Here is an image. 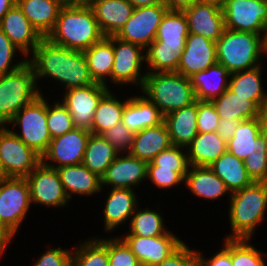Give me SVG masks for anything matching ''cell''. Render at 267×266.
I'll return each mask as SVG.
<instances>
[{"label":"cell","instance_id":"25","mask_svg":"<svg viewBox=\"0 0 267 266\" xmlns=\"http://www.w3.org/2000/svg\"><path fill=\"white\" fill-rule=\"evenodd\" d=\"M133 189L112 188L104 208V227L111 232L132 217L137 208V198Z\"/></svg>","mask_w":267,"mask_h":266},{"label":"cell","instance_id":"22","mask_svg":"<svg viewBox=\"0 0 267 266\" xmlns=\"http://www.w3.org/2000/svg\"><path fill=\"white\" fill-rule=\"evenodd\" d=\"M123 124L133 133L164 122L160 109L146 96H134L126 100L122 113Z\"/></svg>","mask_w":267,"mask_h":266},{"label":"cell","instance_id":"40","mask_svg":"<svg viewBox=\"0 0 267 266\" xmlns=\"http://www.w3.org/2000/svg\"><path fill=\"white\" fill-rule=\"evenodd\" d=\"M72 266H109L108 238H92L72 252Z\"/></svg>","mask_w":267,"mask_h":266},{"label":"cell","instance_id":"23","mask_svg":"<svg viewBox=\"0 0 267 266\" xmlns=\"http://www.w3.org/2000/svg\"><path fill=\"white\" fill-rule=\"evenodd\" d=\"M198 100L164 116L172 145L187 147L198 134Z\"/></svg>","mask_w":267,"mask_h":266},{"label":"cell","instance_id":"58","mask_svg":"<svg viewBox=\"0 0 267 266\" xmlns=\"http://www.w3.org/2000/svg\"><path fill=\"white\" fill-rule=\"evenodd\" d=\"M16 4V0H0V22L3 16Z\"/></svg>","mask_w":267,"mask_h":266},{"label":"cell","instance_id":"53","mask_svg":"<svg viewBox=\"0 0 267 266\" xmlns=\"http://www.w3.org/2000/svg\"><path fill=\"white\" fill-rule=\"evenodd\" d=\"M224 241L222 250L215 253L210 259L204 258L201 252H198L199 266H232L231 239H224Z\"/></svg>","mask_w":267,"mask_h":266},{"label":"cell","instance_id":"8","mask_svg":"<svg viewBox=\"0 0 267 266\" xmlns=\"http://www.w3.org/2000/svg\"><path fill=\"white\" fill-rule=\"evenodd\" d=\"M6 127L0 126V159L9 177L26 178L41 163V156Z\"/></svg>","mask_w":267,"mask_h":266},{"label":"cell","instance_id":"15","mask_svg":"<svg viewBox=\"0 0 267 266\" xmlns=\"http://www.w3.org/2000/svg\"><path fill=\"white\" fill-rule=\"evenodd\" d=\"M26 179L30 187L31 204L64 207L69 203L57 169L41 162Z\"/></svg>","mask_w":267,"mask_h":266},{"label":"cell","instance_id":"27","mask_svg":"<svg viewBox=\"0 0 267 266\" xmlns=\"http://www.w3.org/2000/svg\"><path fill=\"white\" fill-rule=\"evenodd\" d=\"M92 9L102 34L108 37L126 24L134 7L127 0H99Z\"/></svg>","mask_w":267,"mask_h":266},{"label":"cell","instance_id":"30","mask_svg":"<svg viewBox=\"0 0 267 266\" xmlns=\"http://www.w3.org/2000/svg\"><path fill=\"white\" fill-rule=\"evenodd\" d=\"M186 151L190 166H209L227 151V142L217 132L198 133Z\"/></svg>","mask_w":267,"mask_h":266},{"label":"cell","instance_id":"48","mask_svg":"<svg viewBox=\"0 0 267 266\" xmlns=\"http://www.w3.org/2000/svg\"><path fill=\"white\" fill-rule=\"evenodd\" d=\"M220 117L210 101H198L197 129L198 133L216 132Z\"/></svg>","mask_w":267,"mask_h":266},{"label":"cell","instance_id":"31","mask_svg":"<svg viewBox=\"0 0 267 266\" xmlns=\"http://www.w3.org/2000/svg\"><path fill=\"white\" fill-rule=\"evenodd\" d=\"M184 182L194 195L202 199L216 200L224 194L231 195L226 184L209 166H189Z\"/></svg>","mask_w":267,"mask_h":266},{"label":"cell","instance_id":"44","mask_svg":"<svg viewBox=\"0 0 267 266\" xmlns=\"http://www.w3.org/2000/svg\"><path fill=\"white\" fill-rule=\"evenodd\" d=\"M47 126L52 139L75 128L70 112L58 100L52 106L47 102Z\"/></svg>","mask_w":267,"mask_h":266},{"label":"cell","instance_id":"17","mask_svg":"<svg viewBox=\"0 0 267 266\" xmlns=\"http://www.w3.org/2000/svg\"><path fill=\"white\" fill-rule=\"evenodd\" d=\"M215 63H217L216 42L189 33L176 72L190 79Z\"/></svg>","mask_w":267,"mask_h":266},{"label":"cell","instance_id":"46","mask_svg":"<svg viewBox=\"0 0 267 266\" xmlns=\"http://www.w3.org/2000/svg\"><path fill=\"white\" fill-rule=\"evenodd\" d=\"M19 49L9 40L5 33L0 29V76L12 73L20 69L29 57L12 65V61Z\"/></svg>","mask_w":267,"mask_h":266},{"label":"cell","instance_id":"18","mask_svg":"<svg viewBox=\"0 0 267 266\" xmlns=\"http://www.w3.org/2000/svg\"><path fill=\"white\" fill-rule=\"evenodd\" d=\"M188 21L189 33L206 37L216 42L225 30L222 5L194 2L183 10Z\"/></svg>","mask_w":267,"mask_h":266},{"label":"cell","instance_id":"54","mask_svg":"<svg viewBox=\"0 0 267 266\" xmlns=\"http://www.w3.org/2000/svg\"><path fill=\"white\" fill-rule=\"evenodd\" d=\"M242 120H225V119H220L218 128H217V133L219 136L225 140L226 142L234 136V132L236 131V128L239 126Z\"/></svg>","mask_w":267,"mask_h":266},{"label":"cell","instance_id":"37","mask_svg":"<svg viewBox=\"0 0 267 266\" xmlns=\"http://www.w3.org/2000/svg\"><path fill=\"white\" fill-rule=\"evenodd\" d=\"M118 155L119 152L102 135L91 133L82 164L102 177Z\"/></svg>","mask_w":267,"mask_h":266},{"label":"cell","instance_id":"2","mask_svg":"<svg viewBox=\"0 0 267 266\" xmlns=\"http://www.w3.org/2000/svg\"><path fill=\"white\" fill-rule=\"evenodd\" d=\"M104 37L92 8L63 6L46 38L55 45L84 52Z\"/></svg>","mask_w":267,"mask_h":266},{"label":"cell","instance_id":"34","mask_svg":"<svg viewBox=\"0 0 267 266\" xmlns=\"http://www.w3.org/2000/svg\"><path fill=\"white\" fill-rule=\"evenodd\" d=\"M261 66L250 70L230 74L228 89L235 95L248 97L262 110L267 106V92H264L261 80Z\"/></svg>","mask_w":267,"mask_h":266},{"label":"cell","instance_id":"38","mask_svg":"<svg viewBox=\"0 0 267 266\" xmlns=\"http://www.w3.org/2000/svg\"><path fill=\"white\" fill-rule=\"evenodd\" d=\"M126 105V100L120 102L115 98L111 90H108L100 99L95 114L91 129L92 134L101 135L108 129L122 121V113Z\"/></svg>","mask_w":267,"mask_h":266},{"label":"cell","instance_id":"36","mask_svg":"<svg viewBox=\"0 0 267 266\" xmlns=\"http://www.w3.org/2000/svg\"><path fill=\"white\" fill-rule=\"evenodd\" d=\"M189 34L188 21L183 11L168 10L156 33L153 42H162V47H185Z\"/></svg>","mask_w":267,"mask_h":266},{"label":"cell","instance_id":"64","mask_svg":"<svg viewBox=\"0 0 267 266\" xmlns=\"http://www.w3.org/2000/svg\"><path fill=\"white\" fill-rule=\"evenodd\" d=\"M59 2L62 6H70L71 0H55Z\"/></svg>","mask_w":267,"mask_h":266},{"label":"cell","instance_id":"63","mask_svg":"<svg viewBox=\"0 0 267 266\" xmlns=\"http://www.w3.org/2000/svg\"><path fill=\"white\" fill-rule=\"evenodd\" d=\"M196 2H206L222 5L224 0H195Z\"/></svg>","mask_w":267,"mask_h":266},{"label":"cell","instance_id":"50","mask_svg":"<svg viewBox=\"0 0 267 266\" xmlns=\"http://www.w3.org/2000/svg\"><path fill=\"white\" fill-rule=\"evenodd\" d=\"M156 266H199L198 251L183 242L173 253Z\"/></svg>","mask_w":267,"mask_h":266},{"label":"cell","instance_id":"59","mask_svg":"<svg viewBox=\"0 0 267 266\" xmlns=\"http://www.w3.org/2000/svg\"><path fill=\"white\" fill-rule=\"evenodd\" d=\"M99 0H71L70 6L92 8Z\"/></svg>","mask_w":267,"mask_h":266},{"label":"cell","instance_id":"47","mask_svg":"<svg viewBox=\"0 0 267 266\" xmlns=\"http://www.w3.org/2000/svg\"><path fill=\"white\" fill-rule=\"evenodd\" d=\"M134 134L131 130H129L123 122H119L112 128L108 129L101 135L119 152L124 154L125 151H130Z\"/></svg>","mask_w":267,"mask_h":266},{"label":"cell","instance_id":"6","mask_svg":"<svg viewBox=\"0 0 267 266\" xmlns=\"http://www.w3.org/2000/svg\"><path fill=\"white\" fill-rule=\"evenodd\" d=\"M36 84L34 70L28 62L0 76V126L9 123L18 111L42 94Z\"/></svg>","mask_w":267,"mask_h":266},{"label":"cell","instance_id":"4","mask_svg":"<svg viewBox=\"0 0 267 266\" xmlns=\"http://www.w3.org/2000/svg\"><path fill=\"white\" fill-rule=\"evenodd\" d=\"M142 91L163 116L196 101L191 80L177 72L146 73Z\"/></svg>","mask_w":267,"mask_h":266},{"label":"cell","instance_id":"16","mask_svg":"<svg viewBox=\"0 0 267 266\" xmlns=\"http://www.w3.org/2000/svg\"><path fill=\"white\" fill-rule=\"evenodd\" d=\"M121 239L136 255L142 266H156L173 253L183 242L168 231L156 237L124 235Z\"/></svg>","mask_w":267,"mask_h":266},{"label":"cell","instance_id":"32","mask_svg":"<svg viewBox=\"0 0 267 266\" xmlns=\"http://www.w3.org/2000/svg\"><path fill=\"white\" fill-rule=\"evenodd\" d=\"M209 167L226 184L231 194L253 183V180L247 173L244 161L228 151L209 165Z\"/></svg>","mask_w":267,"mask_h":266},{"label":"cell","instance_id":"21","mask_svg":"<svg viewBox=\"0 0 267 266\" xmlns=\"http://www.w3.org/2000/svg\"><path fill=\"white\" fill-rule=\"evenodd\" d=\"M227 151L244 161L255 152H267V141L262 135L260 117L243 120L234 136L227 141Z\"/></svg>","mask_w":267,"mask_h":266},{"label":"cell","instance_id":"10","mask_svg":"<svg viewBox=\"0 0 267 266\" xmlns=\"http://www.w3.org/2000/svg\"><path fill=\"white\" fill-rule=\"evenodd\" d=\"M30 206V187L26 178L9 177L0 183V220L15 233Z\"/></svg>","mask_w":267,"mask_h":266},{"label":"cell","instance_id":"7","mask_svg":"<svg viewBox=\"0 0 267 266\" xmlns=\"http://www.w3.org/2000/svg\"><path fill=\"white\" fill-rule=\"evenodd\" d=\"M8 124L20 125V133L12 132L41 157L47 151L52 137L47 126V100L43 94L18 111Z\"/></svg>","mask_w":267,"mask_h":266},{"label":"cell","instance_id":"49","mask_svg":"<svg viewBox=\"0 0 267 266\" xmlns=\"http://www.w3.org/2000/svg\"><path fill=\"white\" fill-rule=\"evenodd\" d=\"M147 178L160 188H171L180 184L185 179L173 169L161 168L160 166H148Z\"/></svg>","mask_w":267,"mask_h":266},{"label":"cell","instance_id":"39","mask_svg":"<svg viewBox=\"0 0 267 266\" xmlns=\"http://www.w3.org/2000/svg\"><path fill=\"white\" fill-rule=\"evenodd\" d=\"M184 48L162 47V42H152L145 51V63L149 69L146 73L176 72Z\"/></svg>","mask_w":267,"mask_h":266},{"label":"cell","instance_id":"52","mask_svg":"<svg viewBox=\"0 0 267 266\" xmlns=\"http://www.w3.org/2000/svg\"><path fill=\"white\" fill-rule=\"evenodd\" d=\"M33 266H72V252L68 249L49 248Z\"/></svg>","mask_w":267,"mask_h":266},{"label":"cell","instance_id":"20","mask_svg":"<svg viewBox=\"0 0 267 266\" xmlns=\"http://www.w3.org/2000/svg\"><path fill=\"white\" fill-rule=\"evenodd\" d=\"M0 29L24 57L29 55V53L32 54L36 46L43 39L17 4L3 16L0 22Z\"/></svg>","mask_w":267,"mask_h":266},{"label":"cell","instance_id":"29","mask_svg":"<svg viewBox=\"0 0 267 266\" xmlns=\"http://www.w3.org/2000/svg\"><path fill=\"white\" fill-rule=\"evenodd\" d=\"M230 74L224 66L217 62L191 77L196 100L211 102L221 96L228 88Z\"/></svg>","mask_w":267,"mask_h":266},{"label":"cell","instance_id":"62","mask_svg":"<svg viewBox=\"0 0 267 266\" xmlns=\"http://www.w3.org/2000/svg\"><path fill=\"white\" fill-rule=\"evenodd\" d=\"M263 48H264V52L267 54V24H266L265 32L263 35Z\"/></svg>","mask_w":267,"mask_h":266},{"label":"cell","instance_id":"1","mask_svg":"<svg viewBox=\"0 0 267 266\" xmlns=\"http://www.w3.org/2000/svg\"><path fill=\"white\" fill-rule=\"evenodd\" d=\"M27 62L32 66L36 80L51 77L67 89L94 84L84 52L71 50L43 38Z\"/></svg>","mask_w":267,"mask_h":266},{"label":"cell","instance_id":"45","mask_svg":"<svg viewBox=\"0 0 267 266\" xmlns=\"http://www.w3.org/2000/svg\"><path fill=\"white\" fill-rule=\"evenodd\" d=\"M108 257L109 266H142L120 237L108 239Z\"/></svg>","mask_w":267,"mask_h":266},{"label":"cell","instance_id":"11","mask_svg":"<svg viewBox=\"0 0 267 266\" xmlns=\"http://www.w3.org/2000/svg\"><path fill=\"white\" fill-rule=\"evenodd\" d=\"M114 64L110 81L122 84H136L142 89L146 73L141 74L142 62L146 61L145 49L137 44L123 41L113 35Z\"/></svg>","mask_w":267,"mask_h":266},{"label":"cell","instance_id":"14","mask_svg":"<svg viewBox=\"0 0 267 266\" xmlns=\"http://www.w3.org/2000/svg\"><path fill=\"white\" fill-rule=\"evenodd\" d=\"M108 90V86L95 82L65 91L61 103L70 112L75 127L91 129L97 105Z\"/></svg>","mask_w":267,"mask_h":266},{"label":"cell","instance_id":"9","mask_svg":"<svg viewBox=\"0 0 267 266\" xmlns=\"http://www.w3.org/2000/svg\"><path fill=\"white\" fill-rule=\"evenodd\" d=\"M225 29L264 35L267 24V2L224 0Z\"/></svg>","mask_w":267,"mask_h":266},{"label":"cell","instance_id":"51","mask_svg":"<svg viewBox=\"0 0 267 266\" xmlns=\"http://www.w3.org/2000/svg\"><path fill=\"white\" fill-rule=\"evenodd\" d=\"M244 165L253 182H267V152L252 153Z\"/></svg>","mask_w":267,"mask_h":266},{"label":"cell","instance_id":"65","mask_svg":"<svg viewBox=\"0 0 267 266\" xmlns=\"http://www.w3.org/2000/svg\"><path fill=\"white\" fill-rule=\"evenodd\" d=\"M256 1H262V2H267V0H256Z\"/></svg>","mask_w":267,"mask_h":266},{"label":"cell","instance_id":"13","mask_svg":"<svg viewBox=\"0 0 267 266\" xmlns=\"http://www.w3.org/2000/svg\"><path fill=\"white\" fill-rule=\"evenodd\" d=\"M90 134L91 132L87 129L75 127L66 134L53 138L47 151L42 155L41 162L55 169L82 164ZM52 162L57 165H53Z\"/></svg>","mask_w":267,"mask_h":266},{"label":"cell","instance_id":"42","mask_svg":"<svg viewBox=\"0 0 267 266\" xmlns=\"http://www.w3.org/2000/svg\"><path fill=\"white\" fill-rule=\"evenodd\" d=\"M250 239H231L232 266H266L262 251L249 244Z\"/></svg>","mask_w":267,"mask_h":266},{"label":"cell","instance_id":"55","mask_svg":"<svg viewBox=\"0 0 267 266\" xmlns=\"http://www.w3.org/2000/svg\"><path fill=\"white\" fill-rule=\"evenodd\" d=\"M14 234L15 232L0 220V257L5 252L11 239L15 236Z\"/></svg>","mask_w":267,"mask_h":266},{"label":"cell","instance_id":"41","mask_svg":"<svg viewBox=\"0 0 267 266\" xmlns=\"http://www.w3.org/2000/svg\"><path fill=\"white\" fill-rule=\"evenodd\" d=\"M163 218L159 212L136 208L130 220L129 234L140 237H156L165 235L168 230L164 227Z\"/></svg>","mask_w":267,"mask_h":266},{"label":"cell","instance_id":"12","mask_svg":"<svg viewBox=\"0 0 267 266\" xmlns=\"http://www.w3.org/2000/svg\"><path fill=\"white\" fill-rule=\"evenodd\" d=\"M167 11L164 4L134 8L129 20L115 36L146 50L156 39L157 29Z\"/></svg>","mask_w":267,"mask_h":266},{"label":"cell","instance_id":"56","mask_svg":"<svg viewBox=\"0 0 267 266\" xmlns=\"http://www.w3.org/2000/svg\"><path fill=\"white\" fill-rule=\"evenodd\" d=\"M195 0H163V4L168 10L183 11L188 8Z\"/></svg>","mask_w":267,"mask_h":266},{"label":"cell","instance_id":"35","mask_svg":"<svg viewBox=\"0 0 267 266\" xmlns=\"http://www.w3.org/2000/svg\"><path fill=\"white\" fill-rule=\"evenodd\" d=\"M84 54L91 78L94 82L107 86L105 78L111 77L114 64L113 35L93 44L84 51Z\"/></svg>","mask_w":267,"mask_h":266},{"label":"cell","instance_id":"28","mask_svg":"<svg viewBox=\"0 0 267 266\" xmlns=\"http://www.w3.org/2000/svg\"><path fill=\"white\" fill-rule=\"evenodd\" d=\"M16 4L43 38L54 29L63 7L55 0H16Z\"/></svg>","mask_w":267,"mask_h":266},{"label":"cell","instance_id":"26","mask_svg":"<svg viewBox=\"0 0 267 266\" xmlns=\"http://www.w3.org/2000/svg\"><path fill=\"white\" fill-rule=\"evenodd\" d=\"M171 145L167 125L162 122L157 126L144 128L135 133L129 153L150 163L154 157Z\"/></svg>","mask_w":267,"mask_h":266},{"label":"cell","instance_id":"24","mask_svg":"<svg viewBox=\"0 0 267 266\" xmlns=\"http://www.w3.org/2000/svg\"><path fill=\"white\" fill-rule=\"evenodd\" d=\"M57 171L69 199L75 194L92 196L103 189L101 177L83 164L62 166L57 168Z\"/></svg>","mask_w":267,"mask_h":266},{"label":"cell","instance_id":"33","mask_svg":"<svg viewBox=\"0 0 267 266\" xmlns=\"http://www.w3.org/2000/svg\"><path fill=\"white\" fill-rule=\"evenodd\" d=\"M212 104L215 106L220 119L225 120H248L260 117L262 109L248 97L235 95L228 88L225 92L213 99Z\"/></svg>","mask_w":267,"mask_h":266},{"label":"cell","instance_id":"3","mask_svg":"<svg viewBox=\"0 0 267 266\" xmlns=\"http://www.w3.org/2000/svg\"><path fill=\"white\" fill-rule=\"evenodd\" d=\"M229 197L232 233L226 239H251L255 228L265 219L267 182H253Z\"/></svg>","mask_w":267,"mask_h":266},{"label":"cell","instance_id":"61","mask_svg":"<svg viewBox=\"0 0 267 266\" xmlns=\"http://www.w3.org/2000/svg\"><path fill=\"white\" fill-rule=\"evenodd\" d=\"M7 178H9V176H8L6 170L4 169L3 163L0 159V183Z\"/></svg>","mask_w":267,"mask_h":266},{"label":"cell","instance_id":"5","mask_svg":"<svg viewBox=\"0 0 267 266\" xmlns=\"http://www.w3.org/2000/svg\"><path fill=\"white\" fill-rule=\"evenodd\" d=\"M217 62L230 73L260 66L264 52L263 36L252 32L225 29L216 41Z\"/></svg>","mask_w":267,"mask_h":266},{"label":"cell","instance_id":"43","mask_svg":"<svg viewBox=\"0 0 267 266\" xmlns=\"http://www.w3.org/2000/svg\"><path fill=\"white\" fill-rule=\"evenodd\" d=\"M184 147L171 145L168 149L160 152L152 159L148 166H160L161 168L173 169L178 172L184 179L186 177L189 163L187 159V152Z\"/></svg>","mask_w":267,"mask_h":266},{"label":"cell","instance_id":"19","mask_svg":"<svg viewBox=\"0 0 267 266\" xmlns=\"http://www.w3.org/2000/svg\"><path fill=\"white\" fill-rule=\"evenodd\" d=\"M148 163L132 156L118 155L107 168L101 177V186H111V188H132L147 179Z\"/></svg>","mask_w":267,"mask_h":266},{"label":"cell","instance_id":"60","mask_svg":"<svg viewBox=\"0 0 267 266\" xmlns=\"http://www.w3.org/2000/svg\"><path fill=\"white\" fill-rule=\"evenodd\" d=\"M260 122L262 135L267 141V106L261 111Z\"/></svg>","mask_w":267,"mask_h":266},{"label":"cell","instance_id":"57","mask_svg":"<svg viewBox=\"0 0 267 266\" xmlns=\"http://www.w3.org/2000/svg\"><path fill=\"white\" fill-rule=\"evenodd\" d=\"M134 8L163 4V0H127Z\"/></svg>","mask_w":267,"mask_h":266}]
</instances>
